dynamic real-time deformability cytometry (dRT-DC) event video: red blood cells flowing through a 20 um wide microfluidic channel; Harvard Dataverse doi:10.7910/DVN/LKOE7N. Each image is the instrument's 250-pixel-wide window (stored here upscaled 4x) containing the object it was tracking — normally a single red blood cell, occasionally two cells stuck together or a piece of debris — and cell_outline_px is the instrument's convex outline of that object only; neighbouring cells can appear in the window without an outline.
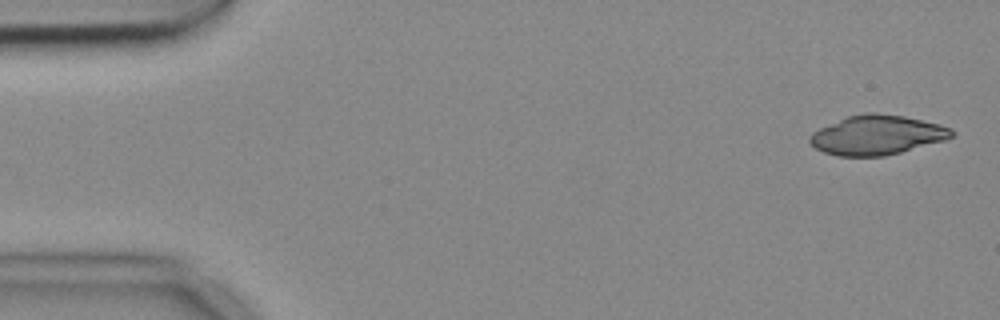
{"species": "common noctule bat (a hibernating species)", "species_latin": "Nyctalus noctula", "temperature_condition": "cold", "stored_images_in_passage": 6, "camera_frame_rate_fps": 3000, "um_per_image_px": 0.085, "animal": {"sex": "female", "body_mass_g": 18.4}, "frame": {"image": 1, "passage_image": 1, "time_ms": 0.0, "image_size_px": [1000, 320], "cell_outline_px": [[956, 132], [952, 136], [944, 140], [900, 152], [884, 156], [836, 156], [824, 152], [816, 148], [808, 140], [808, 136], [812, 132], [820, 128], [848, 116], [868, 112], [876, 112], [904, 116], [940, 124], [952, 128]], "centroid_in_image_um": [74.54, 11.47], "position_along_channel_um": 10.5, "area_um2": 32.54}}